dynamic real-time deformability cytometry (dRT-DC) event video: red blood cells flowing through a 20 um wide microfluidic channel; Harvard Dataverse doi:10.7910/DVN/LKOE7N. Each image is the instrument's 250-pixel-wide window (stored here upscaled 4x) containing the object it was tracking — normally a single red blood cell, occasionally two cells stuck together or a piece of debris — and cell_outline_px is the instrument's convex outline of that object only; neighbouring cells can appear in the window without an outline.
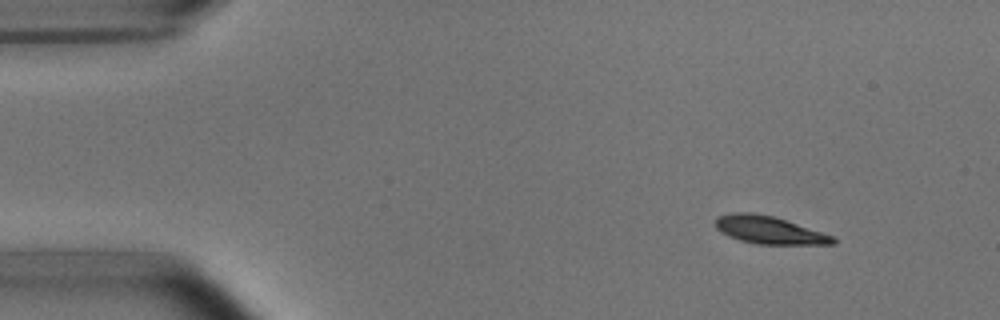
{"species": "common noctule bat (a hibernating species)", "species_latin": "Nyctalus noctula", "temperature_condition": "room temperature", "stored_images_in_passage": 9, "camera_frame_rate_fps": 3000, "um_per_image_px": 0.085, "animal": {"sex": "male", "body_mass_g": 15.6}, "frame": {"image": 1, "passage_image": 1, "time_ms": 0.0, "image_size_px": [1000, 320], "cell_outline_px": [[836, 244], [756, 244], [740, 240], [728, 236], [720, 232], [716, 228], [716, 216], [732, 212], [752, 212], [772, 216], [832, 236], [836, 240]], "centroid_in_image_um": [65.3, 19.55], "position_along_channel_um": 19.7, "area_um2": 18.67}}
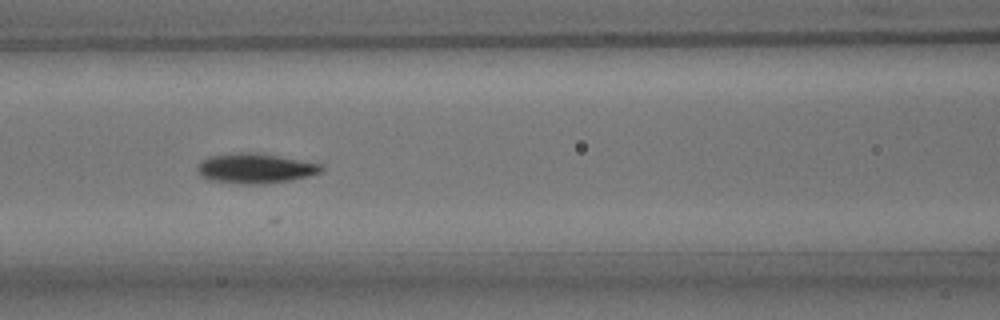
{"frame": {"image": 2, "passage_image": 6, "time_ms": 5.667, "image_size_px": [1000, 320], "cell_outline_px": [[324, 168], [320, 172], [308, 176], [292, 180], [264, 184], [240, 184], [208, 180], [200, 176], [196, 168], [208, 156], [236, 152], [256, 152], [320, 164]], "centroid_in_image_um": [21.65, 14.32], "position_along_channel_um": 144.9, "area_um2": 21.62}}
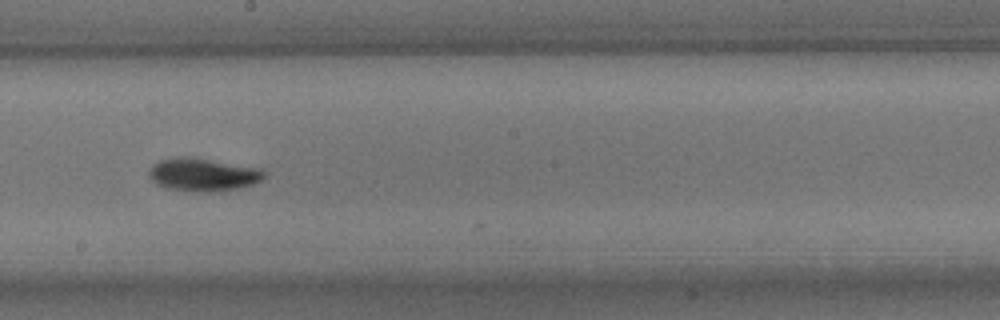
{"frame": {"image": 3, "passage_image": 8, "time_ms": 8.0, "image_size_px": [1000, 320], "cell_outline_px": [[268, 172], [260, 180], [252, 184], [220, 192], [196, 192], [164, 188], [156, 184], [148, 176], [148, 172], [152, 164], [160, 160], [176, 156], [192, 156], [260, 168]], "centroid_in_image_um": [17.22, 14.83], "position_along_channel_um": 231.0, "area_um2": 22.6}}